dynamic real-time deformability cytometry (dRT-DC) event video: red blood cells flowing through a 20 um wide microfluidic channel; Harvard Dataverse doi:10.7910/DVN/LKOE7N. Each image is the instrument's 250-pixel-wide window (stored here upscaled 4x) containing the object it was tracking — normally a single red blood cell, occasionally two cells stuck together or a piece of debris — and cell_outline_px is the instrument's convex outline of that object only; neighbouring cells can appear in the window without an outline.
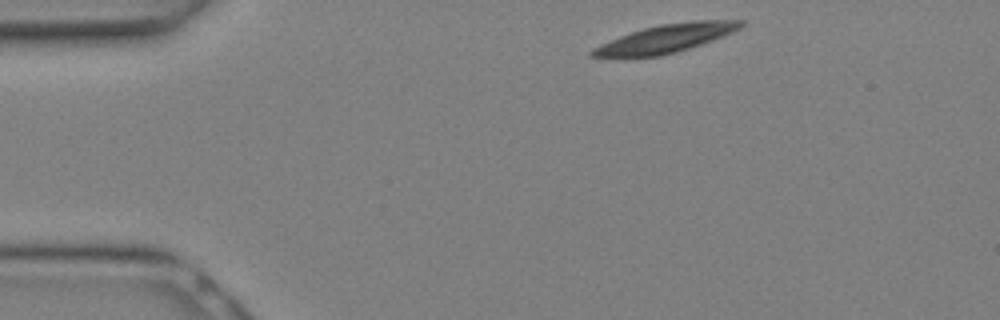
{"species": "Egyptian fruit bat (a non-hibernating species)", "species_latin": "Rousettus aegyptiacus", "temperature_condition": "warm", "stored_images_in_passage": 10, "camera_frame_rate_fps": 3000, "um_per_image_px": 0.085, "animal": {"sex": "female"}, "frame": {"image": 1, "passage_image": 1, "time_ms": 0.0, "image_size_px": [1000, 320], "cell_outline_px": [[744, 24], [740, 28], [732, 32], [712, 40], [676, 52], [660, 56], [624, 60], [588, 56], [588, 52], [592, 48], [620, 36], [644, 28], [660, 24], [696, 20], [744, 20]], "centroid_in_image_um": [56.46, 3.32], "position_along_channel_um": 28.5, "area_um2": 24.91}}
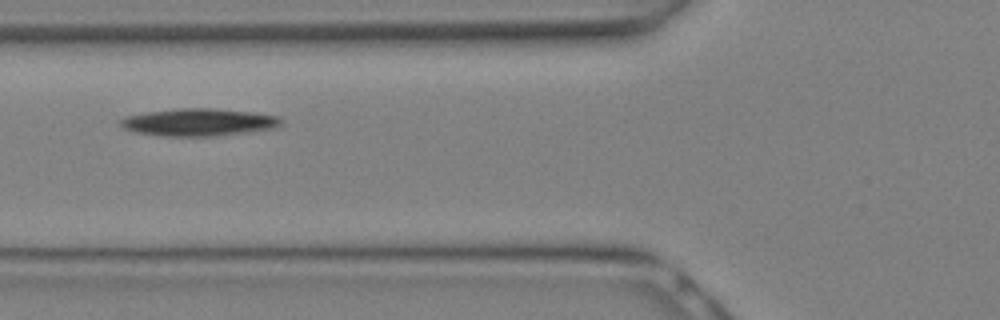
{"frame": {"image": 2, "passage_image": 7, "time_ms": 2.0, "image_size_px": [1000, 320], "cell_outline_px": [[280, 124], [276, 128], [248, 132], [212, 136], [168, 136], [136, 132], [124, 128], [120, 124], [120, 120], [124, 116], [148, 112], [180, 108], [212, 108], [252, 112], [280, 116]], "centroid_in_image_um": [16.9, 10.38], "position_along_channel_um": 108.9, "area_um2": 25.49}}
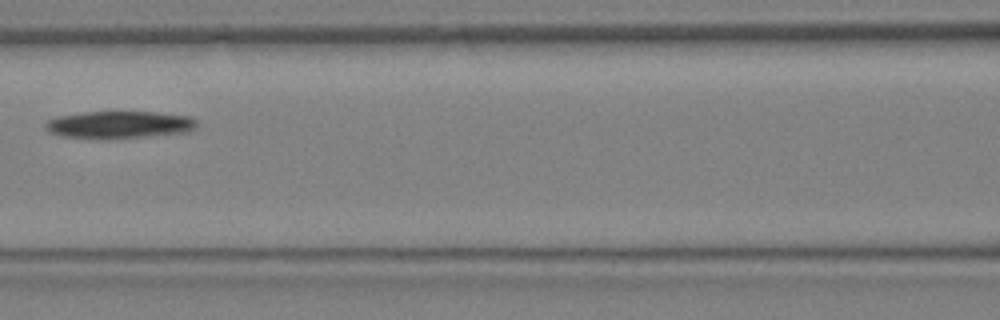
{"frame": {"image": 3, "passage_image": 9, "time_ms": 2.667, "image_size_px": [1000, 320], "cell_outline_px": [[200, 124], [196, 128], [188, 132], [112, 140], [96, 140], [60, 136], [48, 132], [44, 128], [44, 124], [48, 120], [56, 116], [84, 112], [156, 112], [192, 116]], "centroid_in_image_um": [10.12, 10.62], "position_along_channel_um": 156.5, "area_um2": 25.03}}